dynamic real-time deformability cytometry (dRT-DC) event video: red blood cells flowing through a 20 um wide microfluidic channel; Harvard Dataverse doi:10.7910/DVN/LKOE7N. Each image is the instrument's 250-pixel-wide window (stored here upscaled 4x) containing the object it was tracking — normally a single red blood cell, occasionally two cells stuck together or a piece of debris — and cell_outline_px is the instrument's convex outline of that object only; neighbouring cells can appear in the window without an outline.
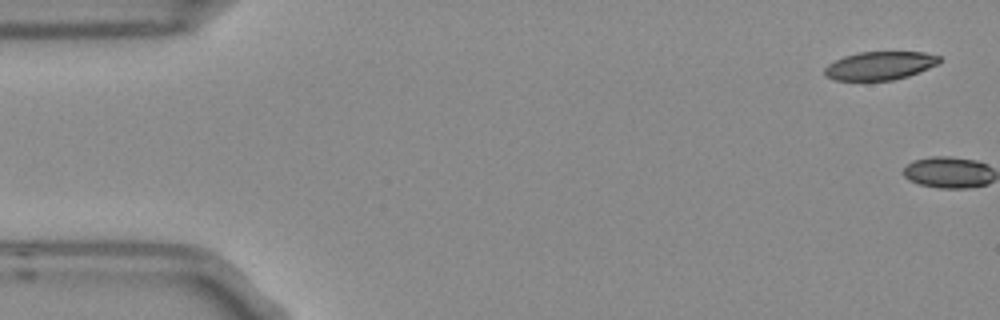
{"species": "Egyptian fruit bat (a non-hibernating species)", "species_latin": "Rousettus aegyptiacus", "temperature_condition": "room temperature", "stored_images_in_passage": 6, "camera_frame_rate_fps": 3000, "um_per_image_px": 0.085, "frame": {"image": 1, "passage_image": 1, "time_ms": 0.0, "image_size_px": [1000, 320], "cell_outline_px": [[940, 60], [936, 64], [928, 68], [908, 76], [892, 80], [836, 80], [824, 76], [824, 68], [828, 64], [844, 56], [860, 52], [924, 52], [940, 56]], "centroid_in_image_um": [74.76, 5.58], "position_along_channel_um": 10.2, "area_um2": 18.79}}